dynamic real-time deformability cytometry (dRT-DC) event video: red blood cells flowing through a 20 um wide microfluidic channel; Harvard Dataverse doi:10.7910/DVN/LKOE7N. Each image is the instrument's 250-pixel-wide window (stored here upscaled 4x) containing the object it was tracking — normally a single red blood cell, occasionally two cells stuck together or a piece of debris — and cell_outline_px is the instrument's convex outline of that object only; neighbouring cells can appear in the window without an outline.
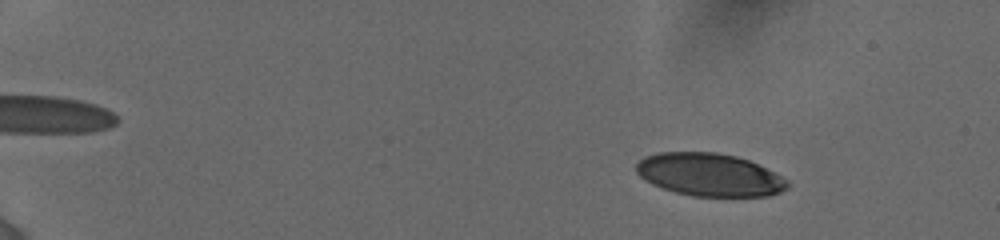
{"species": "human", "species_latin": "Homo sapiens", "temperature_condition": "cold", "stored_images_in_passage": 40, "camera_frame_rate_fps": 3000, "um_per_image_px": 0.085, "donor": {"sex": "female"}, "frame": {"image": 1, "passage_image": 8, "time_ms": 2.667, "image_size_px": [1000, 240], "cell_outline_px": [[788, 188], [780, 192], [768, 196], [692, 196], [676, 192], [652, 184], [640, 176], [636, 172], [636, 164], [644, 156], [660, 152], [716, 152], [736, 156], [748, 160], [788, 180]], "centroid_in_image_um": [60.28, 14.85], "position_along_channel_um": 24.7, "area_um2": 37.45}}
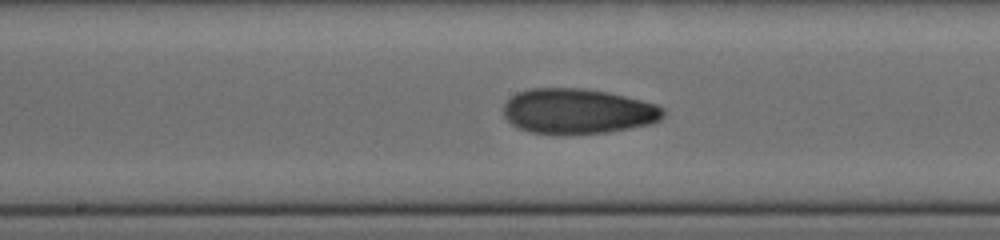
{"frame": {"image": 2, "passage_image": 25, "time_ms": 10.667, "image_size_px": [1000, 240], "cell_outline_px": [[664, 116], [660, 120], [652, 124], [608, 132], [532, 132], [520, 128], [512, 124], [504, 116], [504, 104], [516, 92], [532, 88], [584, 88], [608, 92], [656, 104], [664, 108]], "centroid_in_image_um": [49.14, 9.42], "position_along_channel_um": 199.1, "area_um2": 41.44}}
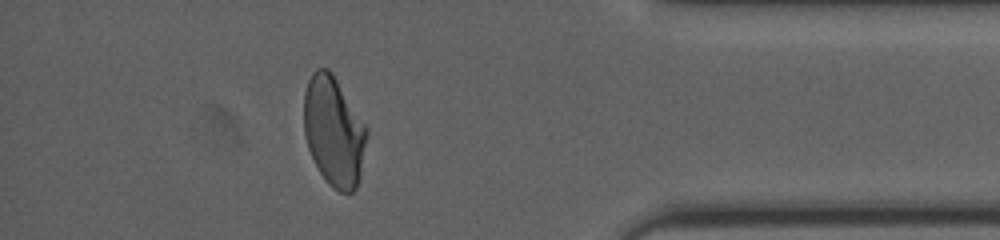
{"frame": {"image": 3, "passage_image": 37, "time_ms": 16.667, "image_size_px": [1000, 240], "cell_outline_px": [[368, 132], [360, 176], [356, 188], [352, 192], [340, 192], [332, 188], [324, 180], [308, 148], [304, 132], [304, 92], [308, 80], [312, 72], [316, 68], [328, 68], [332, 72], [368, 128]], "centroid_in_image_um": [28.37, 11.15], "position_along_channel_um": 406.8, "area_um2": 40.29}, "authors_computed_cell_mechanics": {"area_um2": 39.882, "velocity_mm_per_s": 3.8735, "shape_relaxation_time_tau1_ms": null, "shape_relaxation_time_tau2_ms": 2.4803, "deformation_change_tau1": null, "deformation_change_tau2": 0.0801}}